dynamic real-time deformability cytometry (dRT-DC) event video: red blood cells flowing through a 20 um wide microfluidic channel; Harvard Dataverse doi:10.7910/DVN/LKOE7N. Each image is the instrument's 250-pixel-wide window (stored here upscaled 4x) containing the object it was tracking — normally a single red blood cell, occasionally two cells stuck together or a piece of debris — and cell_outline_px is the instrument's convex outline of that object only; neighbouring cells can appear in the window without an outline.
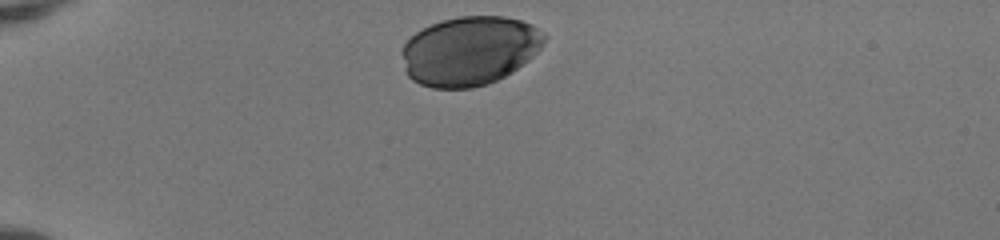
{"species": "human", "species_latin": "Homo sapiens", "temperature_condition": "room temperature", "stored_images_in_passage": 32, "camera_frame_rate_fps": 3000, "um_per_image_px": 0.085, "donor": {"sex": "female"}, "frame": {"image": 1, "passage_image": 1, "time_ms": 0.0, "image_size_px": [1000, 240], "cell_outline_px": [[548, 36], [544, 44], [528, 60], [512, 72], [488, 84], [472, 88], [432, 88], [420, 84], [412, 80], [408, 76], [404, 68], [404, 44], [416, 32], [432, 24], [444, 20], [460, 16], [504, 16], [520, 20], [532, 24], [544, 32]], "centroid_in_image_um": [39.96, 4.32], "position_along_channel_um": 45.0, "area_um2": 57.22}}